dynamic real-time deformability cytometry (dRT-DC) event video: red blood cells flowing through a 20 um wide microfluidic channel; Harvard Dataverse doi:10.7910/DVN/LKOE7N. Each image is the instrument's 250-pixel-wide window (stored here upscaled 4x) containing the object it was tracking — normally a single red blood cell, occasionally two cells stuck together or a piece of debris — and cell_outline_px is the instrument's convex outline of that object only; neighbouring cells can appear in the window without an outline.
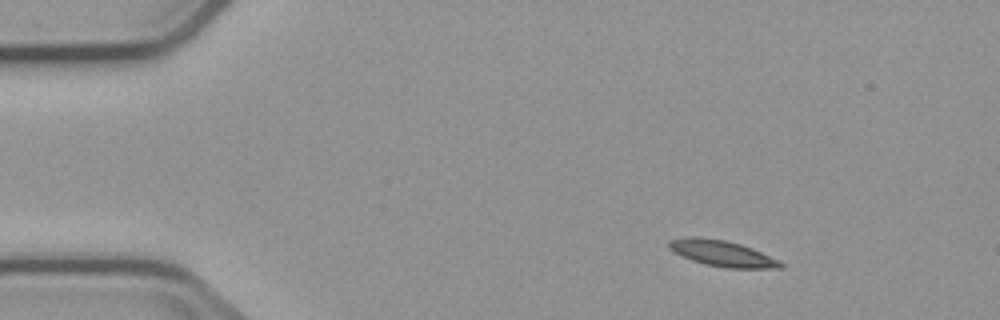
{"species": "common noctule bat (a hibernating species)", "species_latin": "Nyctalus noctula", "temperature_condition": "cold", "stored_images_in_passage": 5, "camera_frame_rate_fps": 3000, "um_per_image_px": 0.085, "animal": {"sex": "male", "body_mass_g": 23.1, "forearm_length_mm": 52.7}, "frame": {"image": 1, "passage_image": 1, "time_ms": 0.0, "image_size_px": [1000, 320], "cell_outline_px": [[784, 268], [724, 268], [704, 264], [692, 260], [668, 248], [668, 240], [688, 236], [700, 236], [724, 240], [740, 244], [752, 248], [780, 260], [784, 264]], "centroid_in_image_um": [61.4, 21.53], "position_along_channel_um": 23.6, "area_um2": 16.99}}
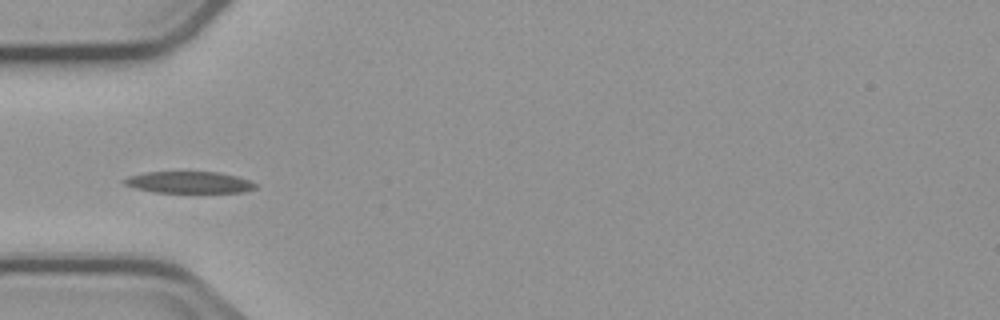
{"frame": {"image": 2, "passage_image": 4, "time_ms": 3.333, "image_size_px": [1000, 320], "cell_outline_px": [[256, 188], [244, 192], [152, 192], [136, 188], [124, 184], [120, 180], [128, 176], [144, 172], [220, 172], [236, 176], [248, 180], [256, 184]], "centroid_in_image_um": [16.03, 15.49], "position_along_channel_um": 69.0, "area_um2": 16.53}}
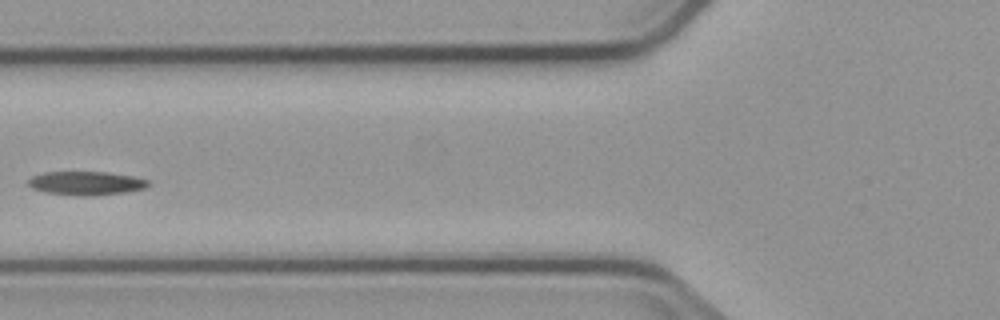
{"frame": {"image": 3, "passage_image": 5, "time_ms": 4.667, "image_size_px": [1000, 320], "cell_outline_px": [[148, 184], [144, 188], [124, 192], [92, 196], [84, 196], [44, 192], [32, 188], [28, 184], [28, 180], [32, 176], [44, 172], [108, 172], [132, 176], [148, 180]], "centroid_in_image_um": [7.28, 15.57], "position_along_channel_um": 118.5, "area_um2": 16.42}}